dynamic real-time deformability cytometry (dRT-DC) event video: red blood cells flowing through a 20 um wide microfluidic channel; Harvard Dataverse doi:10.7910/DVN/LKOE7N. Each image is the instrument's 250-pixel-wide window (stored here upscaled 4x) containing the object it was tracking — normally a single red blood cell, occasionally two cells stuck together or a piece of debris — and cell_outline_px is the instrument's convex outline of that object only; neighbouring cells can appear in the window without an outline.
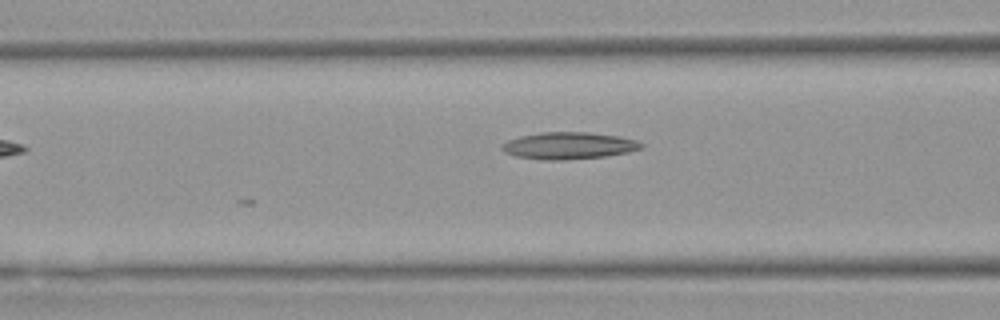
{"species": "Egyptian fruit bat (a non-hibernating species)", "species_latin": "Rousettus aegyptiacus", "temperature_condition": "warm", "stored_images_in_passage": 12, "camera_frame_rate_fps": 3000, "um_per_image_px": 0.085, "animal": {"sex": "female"}, "frame": {"image": 1, "passage_image": 6, "time_ms": 1.667, "image_size_px": [1000, 320], "cell_outline_px": [[644, 148], [628, 152], [604, 156], [568, 160], [544, 160], [516, 156], [504, 152], [500, 148], [500, 144], [508, 140], [520, 136], [540, 132], [588, 132], [620, 136], [636, 140], [644, 144]], "centroid_in_image_um": [48.34, 12.38], "position_along_channel_um": 118.3, "area_um2": 22.08}}
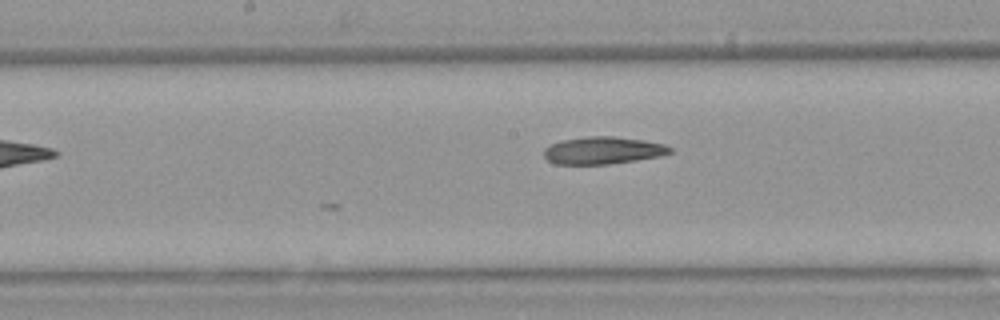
{"frame": {"image": 2, "passage_image": 12, "time_ms": 3.667, "image_size_px": [1000, 320], "cell_outline_px": [[672, 152], [664, 156], [608, 164], [556, 164], [548, 160], [544, 156], [544, 148], [560, 140], [588, 136], [612, 136], [644, 140], [664, 144], [672, 148]], "centroid_in_image_um": [51.27, 12.78], "position_along_channel_um": 196.9, "area_um2": 20.17}}